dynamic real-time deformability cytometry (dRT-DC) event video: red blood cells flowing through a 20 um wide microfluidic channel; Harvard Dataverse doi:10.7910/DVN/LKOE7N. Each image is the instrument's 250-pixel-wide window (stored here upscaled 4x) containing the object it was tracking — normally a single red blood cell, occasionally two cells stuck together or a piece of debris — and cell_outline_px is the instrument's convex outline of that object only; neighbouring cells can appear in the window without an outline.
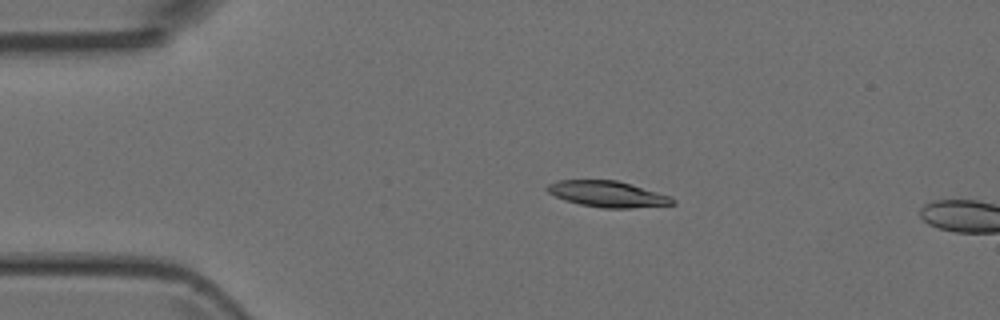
{"species": "Egyptian fruit bat (a non-hibernating species)", "species_latin": "Rousettus aegyptiacus", "temperature_condition": "room temperature", "stored_images_in_passage": 3, "camera_frame_rate_fps": 3000, "um_per_image_px": 0.085, "animal": {"sex": "female"}, "frame": {"image": 1, "passage_image": 2, "time_ms": 1.0, "image_size_px": [1000, 320], "cell_outline_px": [[676, 204], [632, 208], [604, 208], [580, 204], [564, 200], [548, 192], [544, 188], [548, 184], [556, 180], [616, 180], [668, 196], [676, 200]], "centroid_in_image_um": [51.59, 16.5], "position_along_channel_um": 33.4, "area_um2": 18.79}}